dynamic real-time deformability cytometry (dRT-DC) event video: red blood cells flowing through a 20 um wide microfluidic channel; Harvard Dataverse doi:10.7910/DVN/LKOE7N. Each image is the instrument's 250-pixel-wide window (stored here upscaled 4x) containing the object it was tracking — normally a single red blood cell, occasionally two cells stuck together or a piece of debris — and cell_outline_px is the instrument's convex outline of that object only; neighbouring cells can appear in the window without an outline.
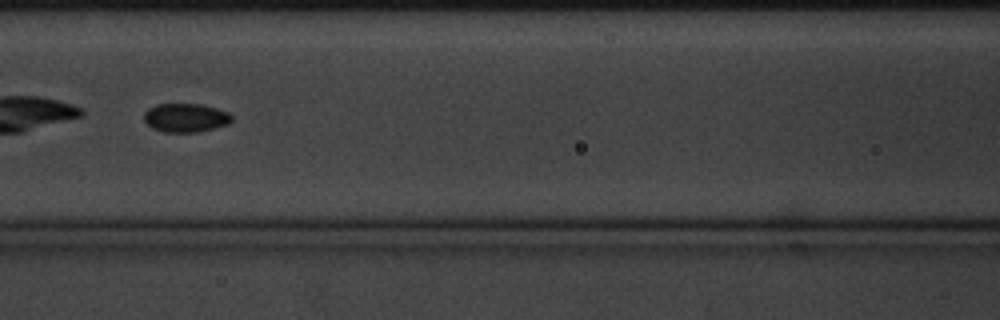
{"species": "common noctule bat (a hibernating species)", "species_latin": "Nyctalus noctula", "temperature_condition": "cold", "stored_images_in_passage": 25, "camera_frame_rate_fps": 3000, "um_per_image_px": 0.085, "animal": {"sex": "male", "body_mass_g": 20.1, "forearm_length_mm": 53.5}, "frame": {"image": 1, "passage_image": 8, "time_ms": 2.333, "image_size_px": [1000, 320], "cell_outline_px": [[232, 120], [228, 124], [200, 132], [164, 132], [152, 128], [144, 120], [144, 112], [148, 108], [156, 104], [200, 104], [216, 108], [228, 112], [232, 116]], "centroid_in_image_um": [15.77, 10.01], "position_along_channel_um": 150.8, "area_um2": 14.74}}